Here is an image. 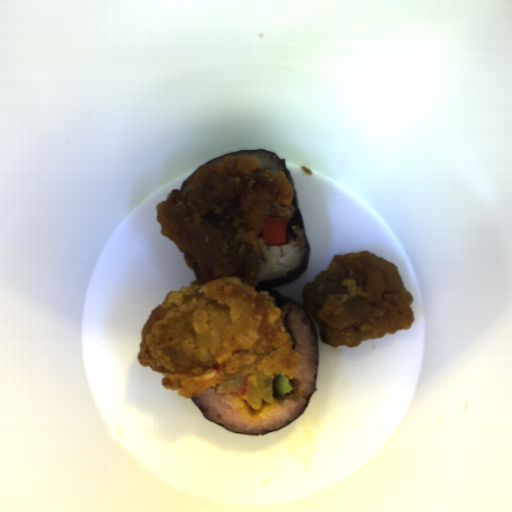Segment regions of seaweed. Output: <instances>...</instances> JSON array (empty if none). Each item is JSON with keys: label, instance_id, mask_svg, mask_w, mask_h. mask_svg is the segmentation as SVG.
Masks as SVG:
<instances>
[{"label": "seaweed", "instance_id": "1", "mask_svg": "<svg viewBox=\"0 0 512 512\" xmlns=\"http://www.w3.org/2000/svg\"><path fill=\"white\" fill-rule=\"evenodd\" d=\"M240 153H266V154H271L272 156H274L275 158H277L284 170V173H285V176L287 177V179L289 180L290 182V186H291V190H292V195H291V200H292V203H293V207H294V214L292 215V217L287 221V230H286V240L285 242L288 244V243H291L292 241L295 240L296 238V233L294 231V229L296 227L302 229L303 231V234H304V238H305V257L300 265V267L298 269H296L294 272L282 277V278H278V279H275V280H271V281H257L256 285H255V289L257 292H268L269 294H271L273 296V301H274V306H277V307H282L283 305L285 304H293L295 306H298L303 312L304 314L306 315L307 319L309 320L310 324H311V328H312V331H313V335H314V344H315V380H314V388L313 390L311 391L309 397H308V400L305 404V407L303 409V411L301 413H299L295 418H293L291 421H289L288 423L282 425L281 427L277 428V429H274V430H271L269 432H266V433H263V434H249V435H265V434H268V433H272V432H275L281 428H284L288 425H290L292 422H294L297 418H299L303 413L304 411L307 409L308 405H309V402L316 390V386H317V379H318V366H319V345H318V331L316 329V326H315V323H314V320L311 318V316L306 312V310L303 308L302 305H300L299 303H297L296 301H294L293 299L289 298L288 296L286 295H282L277 289L273 288V287H277V286H281V285H284V284H288V283H291V282H295L299 277H301L307 267H308V264H309V256H310V247H309V242H308V238H307V235H306V232H305V228H304V225H303V222H302V218H301V214H300V208H299V202H298V196H297V191H296V188H295V185H294V181H293V178L289 172V170L287 169V166H286V162H285V158H282V157H279L277 156L275 153H273L272 151H267V150H247V151H234V152H231V153H228V154H225V155H222V156H219L217 158H214L212 160H209L207 161L203 166H207V165H210L215 159H218V158H222V157H226V156H230V155H235V154H240ZM202 166V167H203ZM192 403L195 405V407L202 413V415L207 418L208 420H210L211 422L217 424L216 422H214L213 420H211L210 418H208L205 413L202 411V409L199 407V405L196 403V401L194 400V398H190ZM218 426L226 429V430H229L235 434H245V433H240V432H235L233 430H230L224 426H221L219 424H217Z\"/></svg>", "mask_w": 512, "mask_h": 512}]
</instances>
